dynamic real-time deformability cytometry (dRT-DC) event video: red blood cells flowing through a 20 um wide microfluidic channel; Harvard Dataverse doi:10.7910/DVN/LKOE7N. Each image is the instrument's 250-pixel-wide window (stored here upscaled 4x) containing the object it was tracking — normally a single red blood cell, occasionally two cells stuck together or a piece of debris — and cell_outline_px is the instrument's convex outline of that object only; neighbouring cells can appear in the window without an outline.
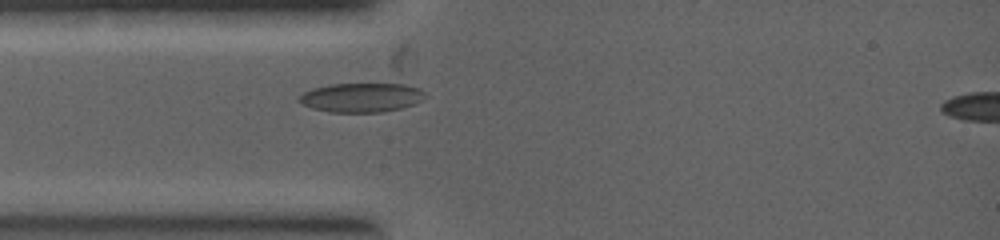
{"species": "common noctule bat (a hibernating species)", "species_latin": "Nyctalus noctula", "temperature_condition": "warm", "stored_images_in_passage": 5, "segment_of_instrument_passage": [1, 2], "camera_frame_rate_fps": 5000, "um_per_image_px": 0.085, "animal": {"sex": "female", "body_mass_g": 19.0, "forearm_length_mm": 53.3}, "frame": {"image": 1, "passage_image": 4, "time_ms": 1.8, "image_size_px": [1000, 240], "cell_outline_px": [[424, 96], [420, 100], [412, 104], [400, 108], [384, 112], [328, 112], [312, 108], [304, 104], [300, 100], [300, 96], [304, 92], [316, 88], [332, 84], [404, 84], [420, 88], [424, 92]], "centroid_in_image_um": [30.74, 8.29], "position_along_channel_um": 54.3, "area_um2": 21.04}}